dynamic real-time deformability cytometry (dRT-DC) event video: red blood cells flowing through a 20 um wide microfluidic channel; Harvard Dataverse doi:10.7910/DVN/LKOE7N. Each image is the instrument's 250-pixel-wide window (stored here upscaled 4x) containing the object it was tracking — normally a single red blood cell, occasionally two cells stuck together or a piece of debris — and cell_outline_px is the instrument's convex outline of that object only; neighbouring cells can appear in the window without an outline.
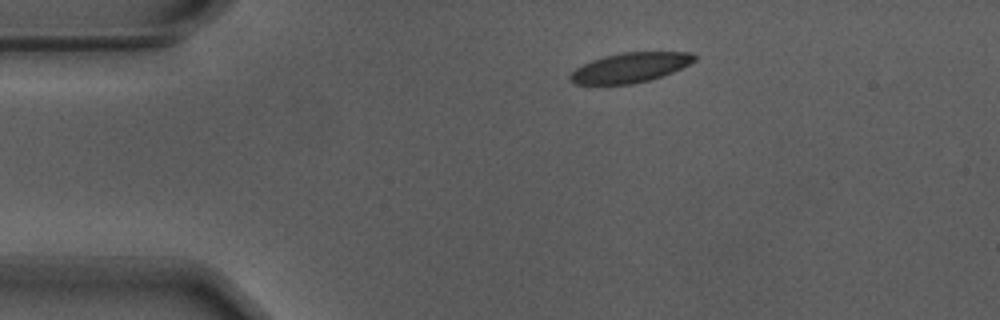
{"species": "Egyptian fruit bat (a non-hibernating species)", "species_latin": "Rousettus aegyptiacus", "temperature_condition": "warm", "stored_images_in_passage": 46, "camera_frame_rate_fps": 3000, "um_per_image_px": 0.085, "animal": {"sex": "male"}, "frame": {"image": 1, "passage_image": 1, "time_ms": 0.0, "image_size_px": [1000, 320], "cell_outline_px": [[696, 60], [672, 72], [648, 80], [632, 84], [576, 84], [568, 80], [568, 76], [576, 68], [592, 60], [604, 56], [624, 52], [692, 52], [696, 56]], "centroid_in_image_um": [53.54, 5.74], "position_along_channel_um": 31.5, "area_um2": 21.33}}
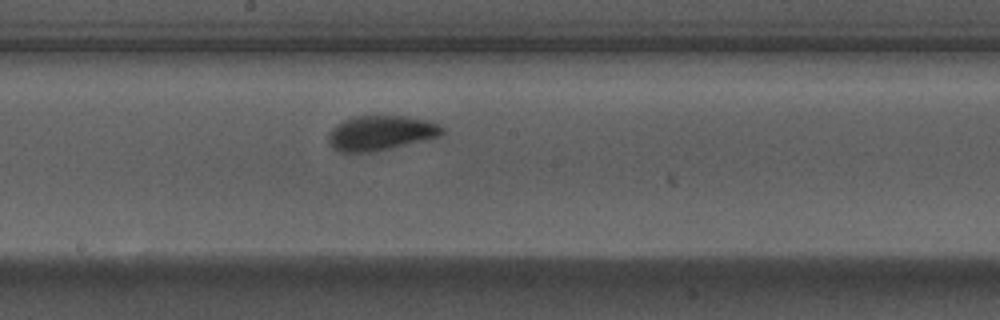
{"frame": {"image": 2, "passage_image": 20, "time_ms": 6.333, "image_size_px": [1000, 320], "cell_outline_px": [[444, 132], [440, 136], [428, 140], [376, 152], [340, 152], [332, 148], [328, 140], [328, 132], [336, 124], [352, 116], [408, 116], [428, 120], [444, 128]], "centroid_in_image_um": [32.36, 11.31], "position_along_channel_um": 215.8, "area_um2": 23.47}}
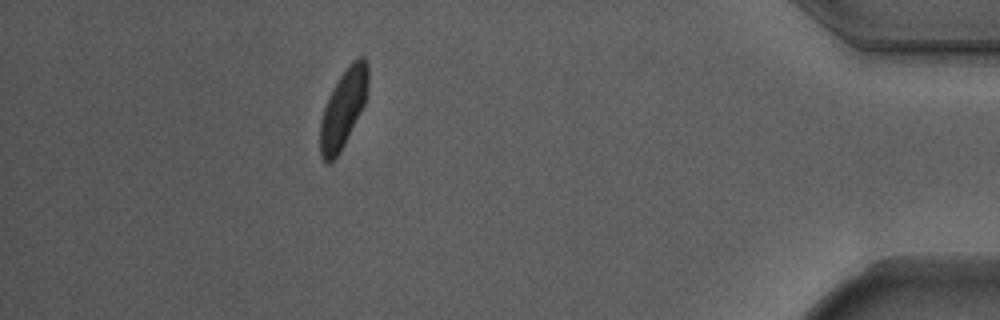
{"frame": {"image": 3, "passage_image": 40, "time_ms": 13.0, "image_size_px": [1000, 320], "cell_outline_px": [[368, 84], [364, 104], [340, 152], [328, 164], [320, 156], [320, 120], [328, 96], [332, 88], [340, 76], [352, 60], [356, 56], [364, 56], [368, 60]], "centroid_in_image_um": [29.18, 9.16], "position_along_channel_um": 406.0, "area_um2": 21.73}, "authors_computed_cell_mechanics": {"area_um2": 22.5131, "velocity_mm_per_s": 3.6773, "shape_relaxation_time_tau1_ms": 2.8266, "shape_relaxation_time_tau2_ms": null, "deformation_change_tau1": 0.1375, "deformation_change_tau2": null}}